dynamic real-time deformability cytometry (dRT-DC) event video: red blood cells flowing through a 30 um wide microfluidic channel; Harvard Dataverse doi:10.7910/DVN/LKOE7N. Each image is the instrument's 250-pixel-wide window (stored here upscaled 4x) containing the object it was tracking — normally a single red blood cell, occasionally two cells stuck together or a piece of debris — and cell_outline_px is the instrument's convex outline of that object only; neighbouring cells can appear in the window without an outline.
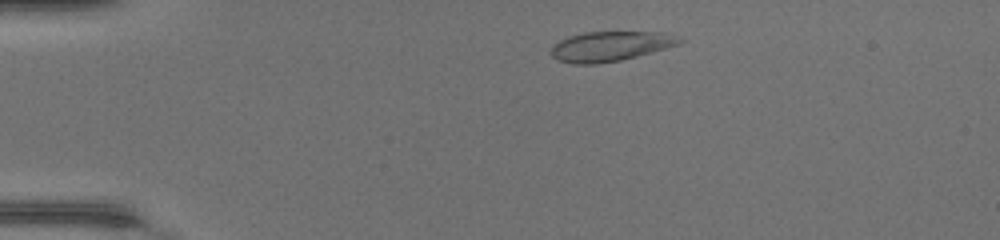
{"species": "common noctule bat (a hibernating species)", "species_latin": "Nyctalus noctula", "temperature_condition": "warm", "stored_images_in_passage": 41, "camera_frame_rate_fps": 3000, "um_per_image_px": 0.085, "animal": {"sex": "female", "body_mass_g": 17.0, "forearm_length_mm": 48.0}, "frame": {"image": 1, "passage_image": 3, "time_ms": 0.667, "image_size_px": [1000, 240], "cell_outline_px": [[684, 40], [680, 44], [636, 56], [620, 60], [596, 64], [572, 64], [556, 60], [552, 56], [552, 44], [568, 36], [584, 32], [664, 32]], "centroid_in_image_um": [51.83, 3.93], "position_along_channel_um": 33.2, "area_um2": 22.25}}
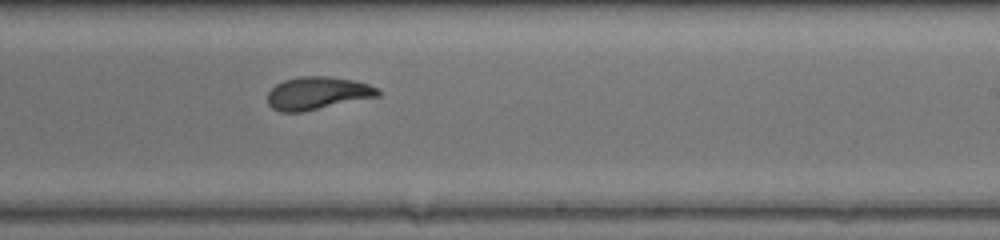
{"frame": {"image": 2, "passage_image": 23, "time_ms": 7.333, "image_size_px": [1000, 240], "cell_outline_px": [[380, 96], [304, 112], [280, 112], [272, 108], [268, 104], [268, 92], [276, 84], [284, 80], [300, 76], [328, 76], [352, 80], [368, 84], [376, 88], [380, 92]], "centroid_in_image_um": [26.97, 7.93], "position_along_channel_um": 262.0, "area_um2": 21.15}}
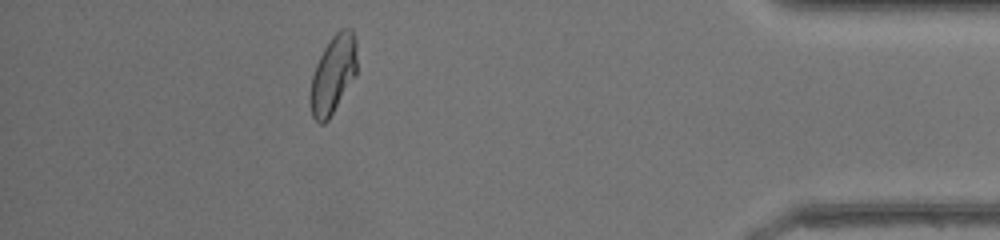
{"frame": {"image": 3, "passage_image": 36, "time_ms": 11.667, "image_size_px": [1000, 240], "cell_outline_px": [[356, 76], [328, 120], [324, 124], [320, 124], [312, 116], [308, 100], [312, 76], [316, 64], [324, 48], [332, 36], [340, 28], [352, 28], [356, 40]], "centroid_in_image_um": [28.3, 6.34], "position_along_channel_um": 406.9, "area_um2": 21.5}, "authors_computed_cell_mechanics": {"area_um2": 21.7328, "velocity_mm_per_s": 4.3698, "shape_relaxation_time_tau1_ms": 6.9133, "shape_relaxation_time_tau2_ms": 0.9447, "deformation_change_tau1": 0.242, "deformation_change_tau2": 0.0496}}